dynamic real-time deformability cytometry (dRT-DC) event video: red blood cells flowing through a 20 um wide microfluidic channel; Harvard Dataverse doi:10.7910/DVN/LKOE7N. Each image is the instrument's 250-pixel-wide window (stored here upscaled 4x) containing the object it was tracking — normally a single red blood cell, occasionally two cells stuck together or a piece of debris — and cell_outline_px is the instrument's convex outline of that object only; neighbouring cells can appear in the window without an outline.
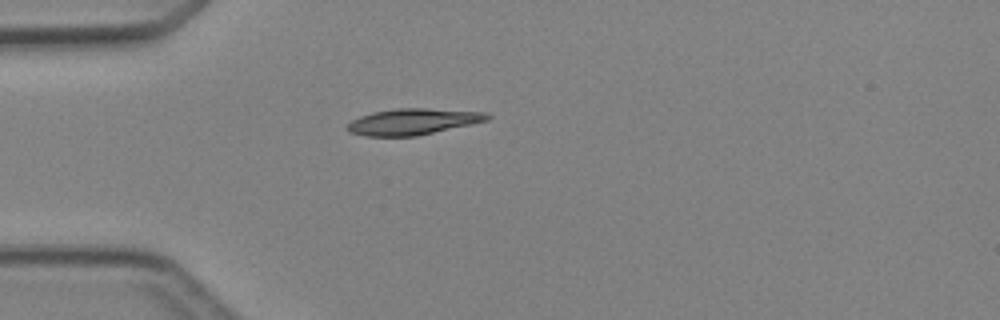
{"species": "Egyptian fruit bat (a non-hibernating species)", "species_latin": "Rousettus aegyptiacus", "temperature_condition": "cold", "stored_images_in_passage": 1, "camera_frame_rate_fps": 3000, "um_per_image_px": 0.085, "animal": {"sex": "female"}, "frame": {"image": 1, "passage_image": 1, "time_ms": 0.0, "image_size_px": [1000, 320], "cell_outline_px": [[492, 116], [488, 120], [472, 124], [416, 136], [364, 136], [348, 132], [348, 124], [352, 120], [360, 116], [372, 112], [396, 108], [428, 108], [488, 112]], "centroid_in_image_um": [35.12, 10.33], "position_along_channel_um": 49.9, "area_um2": 21.44}}